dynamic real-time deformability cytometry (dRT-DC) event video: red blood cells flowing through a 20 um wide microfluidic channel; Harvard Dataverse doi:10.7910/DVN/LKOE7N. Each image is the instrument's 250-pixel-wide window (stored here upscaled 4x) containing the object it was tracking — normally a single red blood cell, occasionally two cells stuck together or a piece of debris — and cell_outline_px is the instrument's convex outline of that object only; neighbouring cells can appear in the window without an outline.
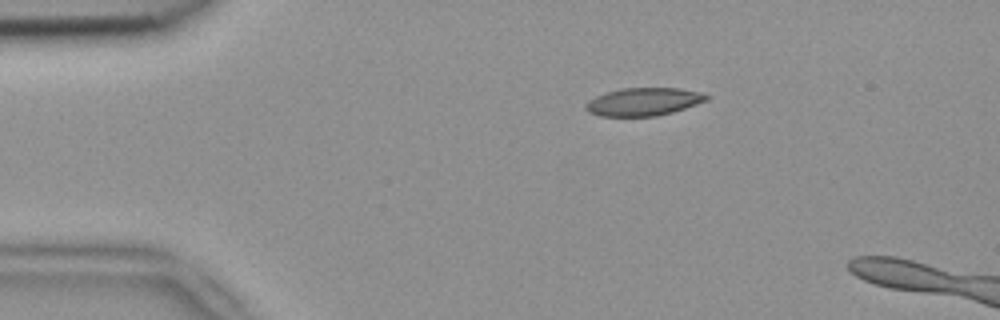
{"species": "common noctule bat (a hibernating species)", "species_latin": "Nyctalus noctula", "temperature_condition": "room temperature", "stored_images_in_passage": 3, "camera_frame_rate_fps": 3000, "um_per_image_px": 0.085, "animal": {"sex": "female", "body_mass_g": 18.4}, "frame": {"image": 1, "passage_image": 1, "time_ms": 0.0, "image_size_px": [1000, 320], "cell_outline_px": [[708, 100], [672, 112], [656, 116], [600, 116], [588, 112], [584, 108], [584, 104], [588, 100], [596, 96], [620, 88], [680, 88], [704, 92], [708, 96]], "centroid_in_image_um": [54.69, 8.64], "position_along_channel_um": 30.3, "area_um2": 19.71}}